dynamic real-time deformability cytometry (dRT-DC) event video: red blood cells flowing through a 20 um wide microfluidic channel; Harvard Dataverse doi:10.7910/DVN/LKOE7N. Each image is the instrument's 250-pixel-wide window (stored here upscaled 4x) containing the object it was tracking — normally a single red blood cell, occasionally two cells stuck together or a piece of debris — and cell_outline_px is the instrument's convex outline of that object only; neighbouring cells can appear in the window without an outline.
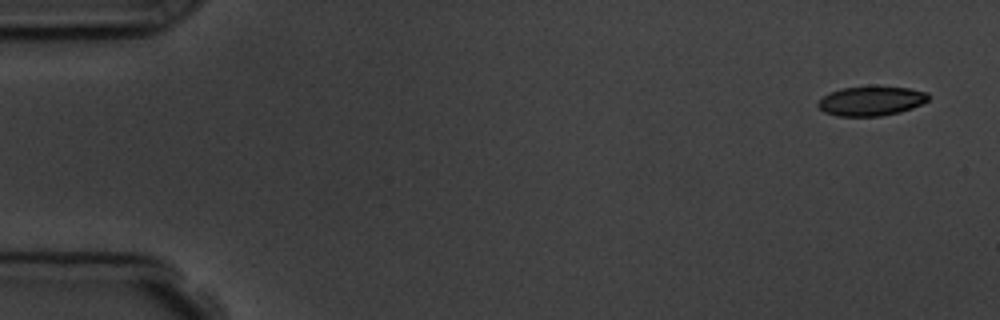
{"species": "common noctule bat (a hibernating species)", "species_latin": "Nyctalus noctula", "temperature_condition": "room temperature", "stored_images_in_passage": 5, "segment_of_instrument_passage": [2, 2], "camera_frame_rate_fps": 3000, "um_per_image_px": 0.085, "animal": {"sex": "male", "body_mass_g": 19.5, "forearm_length_mm": 54.6}, "frame": {"image": 1, "passage_image": 5, "time_ms": 6.0, "image_size_px": [1000, 320], "cell_outline_px": [[928, 100], [912, 108], [900, 112], [880, 116], [836, 116], [824, 112], [816, 104], [824, 96], [840, 88], [908, 88], [928, 92]], "centroid_in_image_um": [74.04, 8.61], "position_along_channel_um": 11.0, "area_um2": 18.38}}